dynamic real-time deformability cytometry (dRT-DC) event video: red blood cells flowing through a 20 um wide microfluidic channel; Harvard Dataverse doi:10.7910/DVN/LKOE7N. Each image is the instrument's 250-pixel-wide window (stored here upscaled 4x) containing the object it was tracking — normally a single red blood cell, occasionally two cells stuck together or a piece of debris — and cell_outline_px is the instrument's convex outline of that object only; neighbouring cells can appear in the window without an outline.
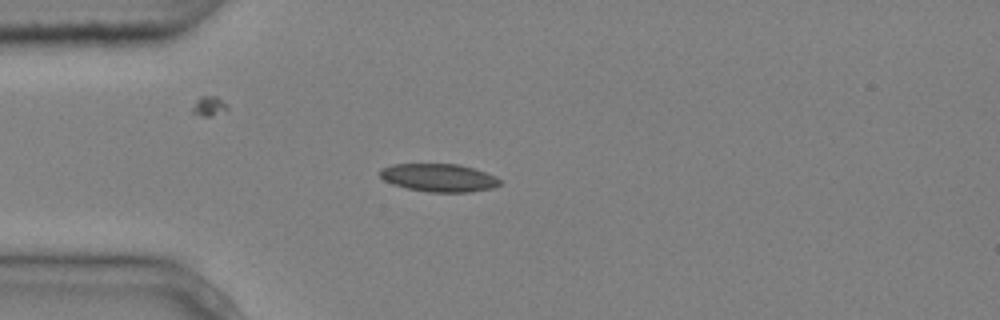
{"species": "common noctule bat (a hibernating species)", "species_latin": "Nyctalus noctula", "temperature_condition": "cold", "stored_images_in_passage": 3, "camera_frame_rate_fps": 3000, "um_per_image_px": 0.085, "animal": {"sex": "male", "body_mass_g": 20.4}, "frame": {"image": 1, "passage_image": 3, "time_ms": 0.667, "image_size_px": [1000, 320], "cell_outline_px": [[500, 184], [492, 188], [468, 192], [428, 192], [408, 188], [392, 184], [384, 180], [380, 176], [380, 168], [392, 164], [456, 164], [472, 168], [496, 176], [500, 180]], "centroid_in_image_um": [37.27, 15.1], "position_along_channel_um": 47.7, "area_um2": 19.42}}